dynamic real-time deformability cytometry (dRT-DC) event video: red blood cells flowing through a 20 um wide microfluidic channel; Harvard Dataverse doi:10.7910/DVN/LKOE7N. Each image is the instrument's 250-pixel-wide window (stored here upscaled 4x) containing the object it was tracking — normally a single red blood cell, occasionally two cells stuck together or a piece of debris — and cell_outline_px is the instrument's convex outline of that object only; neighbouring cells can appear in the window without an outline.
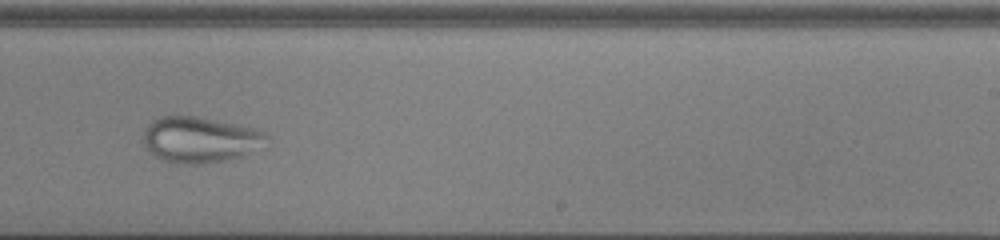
{"species": "common noctule bat (a hibernating species)", "species_latin": "Nyctalus noctula", "temperature_condition": "cold", "stored_images_in_passage": 42, "camera_frame_rate_fps": 3000, "um_per_image_px": 0.085, "animal": {"sex": "male", "body_mass_g": 13.0, "forearm_length_mm": 53.1}, "frame": {"image": 1, "passage_image": 24, "time_ms": 7.667, "image_size_px": [1000, 240], "cell_outline_px": [[268, 136], [244, 156], [204, 164], [176, 164], [160, 160], [152, 156], [148, 152], [144, 144], [144, 132], [148, 124], [152, 120], [160, 116], [196, 116], [256, 128], [264, 132]], "centroid_in_image_um": [16.9, 11.88], "position_along_channel_um": 272.1, "area_um2": 32.83}}